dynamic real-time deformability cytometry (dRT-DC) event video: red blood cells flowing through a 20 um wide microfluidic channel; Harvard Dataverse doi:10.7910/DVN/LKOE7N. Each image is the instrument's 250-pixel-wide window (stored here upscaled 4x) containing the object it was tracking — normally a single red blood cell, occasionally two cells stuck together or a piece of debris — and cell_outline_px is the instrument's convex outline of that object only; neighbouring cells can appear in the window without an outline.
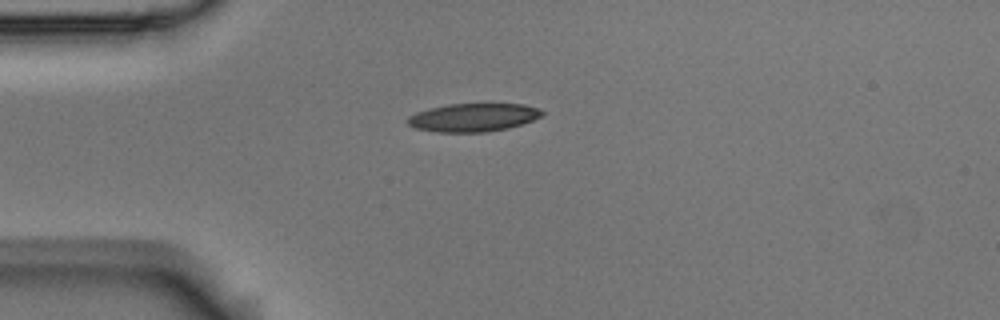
{"species": "Egyptian fruit bat (a non-hibernating species)", "species_latin": "Rousettus aegyptiacus", "temperature_condition": "room temperature", "stored_images_in_passage": 2, "camera_frame_rate_fps": 3000, "um_per_image_px": 0.085, "animal": {"sex": "male"}, "frame": {"image": 1, "passage_image": 1, "time_ms": 0.0, "image_size_px": [1000, 320], "cell_outline_px": [[544, 112], [540, 116], [532, 120], [508, 128], [488, 132], [436, 132], [416, 128], [408, 124], [408, 116], [416, 112], [448, 104], [484, 100], [492, 100], [524, 104], [540, 108]], "centroid_in_image_um": [40.29, 9.92], "position_along_channel_um": 44.7, "area_um2": 23.18}}